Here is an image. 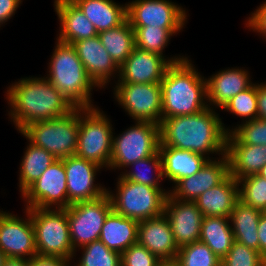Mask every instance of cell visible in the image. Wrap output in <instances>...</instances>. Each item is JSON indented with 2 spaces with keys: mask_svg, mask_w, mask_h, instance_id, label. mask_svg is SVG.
<instances>
[{
  "mask_svg": "<svg viewBox=\"0 0 266 266\" xmlns=\"http://www.w3.org/2000/svg\"><path fill=\"white\" fill-rule=\"evenodd\" d=\"M134 170L131 169V171L126 170V172H122V176L129 181L132 182H137L140 184L148 185L153 188H161L160 182L162 181L163 178V172H162V159L160 156L159 151L156 152L153 156L146 157L144 159H140L130 166L128 168H133ZM138 168H144V169H136ZM147 168V169H146ZM146 169V170H145ZM154 170L153 172L156 173L155 175H149L148 173L151 170ZM151 174V172H150Z\"/></svg>",
  "mask_w": 266,
  "mask_h": 266,
  "instance_id": "obj_32",
  "label": "cell"
},
{
  "mask_svg": "<svg viewBox=\"0 0 266 266\" xmlns=\"http://www.w3.org/2000/svg\"><path fill=\"white\" fill-rule=\"evenodd\" d=\"M218 115L213 108L207 107L197 114L162 119L159 146L189 150L205 157L210 153L222 157L230 129Z\"/></svg>",
  "mask_w": 266,
  "mask_h": 266,
  "instance_id": "obj_1",
  "label": "cell"
},
{
  "mask_svg": "<svg viewBox=\"0 0 266 266\" xmlns=\"http://www.w3.org/2000/svg\"><path fill=\"white\" fill-rule=\"evenodd\" d=\"M21 2L22 0H0V27L15 15Z\"/></svg>",
  "mask_w": 266,
  "mask_h": 266,
  "instance_id": "obj_43",
  "label": "cell"
},
{
  "mask_svg": "<svg viewBox=\"0 0 266 266\" xmlns=\"http://www.w3.org/2000/svg\"><path fill=\"white\" fill-rule=\"evenodd\" d=\"M63 163L67 181L68 207L78 202L94 200L107 192L105 187L94 184L97 171L102 169L96 163L76 155L64 158Z\"/></svg>",
  "mask_w": 266,
  "mask_h": 266,
  "instance_id": "obj_16",
  "label": "cell"
},
{
  "mask_svg": "<svg viewBox=\"0 0 266 266\" xmlns=\"http://www.w3.org/2000/svg\"><path fill=\"white\" fill-rule=\"evenodd\" d=\"M258 119H266V83L257 84Z\"/></svg>",
  "mask_w": 266,
  "mask_h": 266,
  "instance_id": "obj_44",
  "label": "cell"
},
{
  "mask_svg": "<svg viewBox=\"0 0 266 266\" xmlns=\"http://www.w3.org/2000/svg\"><path fill=\"white\" fill-rule=\"evenodd\" d=\"M260 177L266 179V164L261 168V170L258 172V174Z\"/></svg>",
  "mask_w": 266,
  "mask_h": 266,
  "instance_id": "obj_48",
  "label": "cell"
},
{
  "mask_svg": "<svg viewBox=\"0 0 266 266\" xmlns=\"http://www.w3.org/2000/svg\"><path fill=\"white\" fill-rule=\"evenodd\" d=\"M185 57L166 59L157 53L134 48L126 61L119 67L117 83H160L167 68Z\"/></svg>",
  "mask_w": 266,
  "mask_h": 266,
  "instance_id": "obj_15",
  "label": "cell"
},
{
  "mask_svg": "<svg viewBox=\"0 0 266 266\" xmlns=\"http://www.w3.org/2000/svg\"><path fill=\"white\" fill-rule=\"evenodd\" d=\"M6 258H7V256L0 249V266H4Z\"/></svg>",
  "mask_w": 266,
  "mask_h": 266,
  "instance_id": "obj_49",
  "label": "cell"
},
{
  "mask_svg": "<svg viewBox=\"0 0 266 266\" xmlns=\"http://www.w3.org/2000/svg\"><path fill=\"white\" fill-rule=\"evenodd\" d=\"M225 111L245 118L250 121L258 118L257 110V84L253 83L249 88L241 91L231 98L222 108Z\"/></svg>",
  "mask_w": 266,
  "mask_h": 266,
  "instance_id": "obj_37",
  "label": "cell"
},
{
  "mask_svg": "<svg viewBox=\"0 0 266 266\" xmlns=\"http://www.w3.org/2000/svg\"><path fill=\"white\" fill-rule=\"evenodd\" d=\"M221 266H266V259L259 251L234 241Z\"/></svg>",
  "mask_w": 266,
  "mask_h": 266,
  "instance_id": "obj_38",
  "label": "cell"
},
{
  "mask_svg": "<svg viewBox=\"0 0 266 266\" xmlns=\"http://www.w3.org/2000/svg\"><path fill=\"white\" fill-rule=\"evenodd\" d=\"M57 159L42 147L28 143L20 165L19 188L21 194Z\"/></svg>",
  "mask_w": 266,
  "mask_h": 266,
  "instance_id": "obj_31",
  "label": "cell"
},
{
  "mask_svg": "<svg viewBox=\"0 0 266 266\" xmlns=\"http://www.w3.org/2000/svg\"><path fill=\"white\" fill-rule=\"evenodd\" d=\"M98 33L121 25L127 19V5L112 0H72Z\"/></svg>",
  "mask_w": 266,
  "mask_h": 266,
  "instance_id": "obj_27",
  "label": "cell"
},
{
  "mask_svg": "<svg viewBox=\"0 0 266 266\" xmlns=\"http://www.w3.org/2000/svg\"><path fill=\"white\" fill-rule=\"evenodd\" d=\"M138 225L137 220L112 210L104 221L99 240L109 249L122 254L131 245L138 243Z\"/></svg>",
  "mask_w": 266,
  "mask_h": 266,
  "instance_id": "obj_26",
  "label": "cell"
},
{
  "mask_svg": "<svg viewBox=\"0 0 266 266\" xmlns=\"http://www.w3.org/2000/svg\"><path fill=\"white\" fill-rule=\"evenodd\" d=\"M229 175V163L226 155L209 160L196 174L179 180L169 194L180 201L195 202L210 188L220 184Z\"/></svg>",
  "mask_w": 266,
  "mask_h": 266,
  "instance_id": "obj_18",
  "label": "cell"
},
{
  "mask_svg": "<svg viewBox=\"0 0 266 266\" xmlns=\"http://www.w3.org/2000/svg\"><path fill=\"white\" fill-rule=\"evenodd\" d=\"M72 45L84 65L85 71L98 88H104L110 82L111 77H115L114 74L118 73L117 76H119V67L101 44L98 35L76 41Z\"/></svg>",
  "mask_w": 266,
  "mask_h": 266,
  "instance_id": "obj_19",
  "label": "cell"
},
{
  "mask_svg": "<svg viewBox=\"0 0 266 266\" xmlns=\"http://www.w3.org/2000/svg\"><path fill=\"white\" fill-rule=\"evenodd\" d=\"M247 70L232 68L221 70L206 79L208 107L222 108L231 98L249 88L253 82Z\"/></svg>",
  "mask_w": 266,
  "mask_h": 266,
  "instance_id": "obj_22",
  "label": "cell"
},
{
  "mask_svg": "<svg viewBox=\"0 0 266 266\" xmlns=\"http://www.w3.org/2000/svg\"><path fill=\"white\" fill-rule=\"evenodd\" d=\"M54 8L60 22L57 40L73 44L98 35L95 26L72 0H55Z\"/></svg>",
  "mask_w": 266,
  "mask_h": 266,
  "instance_id": "obj_23",
  "label": "cell"
},
{
  "mask_svg": "<svg viewBox=\"0 0 266 266\" xmlns=\"http://www.w3.org/2000/svg\"><path fill=\"white\" fill-rule=\"evenodd\" d=\"M4 266H29V259L7 257Z\"/></svg>",
  "mask_w": 266,
  "mask_h": 266,
  "instance_id": "obj_46",
  "label": "cell"
},
{
  "mask_svg": "<svg viewBox=\"0 0 266 266\" xmlns=\"http://www.w3.org/2000/svg\"><path fill=\"white\" fill-rule=\"evenodd\" d=\"M161 260L139 243L121 254V266H158Z\"/></svg>",
  "mask_w": 266,
  "mask_h": 266,
  "instance_id": "obj_40",
  "label": "cell"
},
{
  "mask_svg": "<svg viewBox=\"0 0 266 266\" xmlns=\"http://www.w3.org/2000/svg\"><path fill=\"white\" fill-rule=\"evenodd\" d=\"M229 221L223 216H206L201 225L199 241L205 243L220 260L228 254L235 241Z\"/></svg>",
  "mask_w": 266,
  "mask_h": 266,
  "instance_id": "obj_29",
  "label": "cell"
},
{
  "mask_svg": "<svg viewBox=\"0 0 266 266\" xmlns=\"http://www.w3.org/2000/svg\"><path fill=\"white\" fill-rule=\"evenodd\" d=\"M68 259L58 256L35 255L29 259V266H70Z\"/></svg>",
  "mask_w": 266,
  "mask_h": 266,
  "instance_id": "obj_42",
  "label": "cell"
},
{
  "mask_svg": "<svg viewBox=\"0 0 266 266\" xmlns=\"http://www.w3.org/2000/svg\"><path fill=\"white\" fill-rule=\"evenodd\" d=\"M79 130V108L69 114L45 121L33 122L19 133L33 145L51 153L56 159L76 154Z\"/></svg>",
  "mask_w": 266,
  "mask_h": 266,
  "instance_id": "obj_6",
  "label": "cell"
},
{
  "mask_svg": "<svg viewBox=\"0 0 266 266\" xmlns=\"http://www.w3.org/2000/svg\"><path fill=\"white\" fill-rule=\"evenodd\" d=\"M138 243L161 261L175 260L179 251L165 214L139 221Z\"/></svg>",
  "mask_w": 266,
  "mask_h": 266,
  "instance_id": "obj_20",
  "label": "cell"
},
{
  "mask_svg": "<svg viewBox=\"0 0 266 266\" xmlns=\"http://www.w3.org/2000/svg\"><path fill=\"white\" fill-rule=\"evenodd\" d=\"M259 253L266 259V214L262 212L258 224Z\"/></svg>",
  "mask_w": 266,
  "mask_h": 266,
  "instance_id": "obj_45",
  "label": "cell"
},
{
  "mask_svg": "<svg viewBox=\"0 0 266 266\" xmlns=\"http://www.w3.org/2000/svg\"><path fill=\"white\" fill-rule=\"evenodd\" d=\"M175 260L180 266H221V260L201 241L179 248Z\"/></svg>",
  "mask_w": 266,
  "mask_h": 266,
  "instance_id": "obj_33",
  "label": "cell"
},
{
  "mask_svg": "<svg viewBox=\"0 0 266 266\" xmlns=\"http://www.w3.org/2000/svg\"><path fill=\"white\" fill-rule=\"evenodd\" d=\"M129 129L113 136L111 160L108 169L128 168L134 162L153 156L159 151L160 127L146 121H135Z\"/></svg>",
  "mask_w": 266,
  "mask_h": 266,
  "instance_id": "obj_9",
  "label": "cell"
},
{
  "mask_svg": "<svg viewBox=\"0 0 266 266\" xmlns=\"http://www.w3.org/2000/svg\"><path fill=\"white\" fill-rule=\"evenodd\" d=\"M110 120L100 109L79 108V130L76 156L100 167L109 168L113 130Z\"/></svg>",
  "mask_w": 266,
  "mask_h": 266,
  "instance_id": "obj_8",
  "label": "cell"
},
{
  "mask_svg": "<svg viewBox=\"0 0 266 266\" xmlns=\"http://www.w3.org/2000/svg\"><path fill=\"white\" fill-rule=\"evenodd\" d=\"M238 200V182L228 175L220 184L202 193L195 203L204 217L223 216L229 218Z\"/></svg>",
  "mask_w": 266,
  "mask_h": 266,
  "instance_id": "obj_24",
  "label": "cell"
},
{
  "mask_svg": "<svg viewBox=\"0 0 266 266\" xmlns=\"http://www.w3.org/2000/svg\"><path fill=\"white\" fill-rule=\"evenodd\" d=\"M185 57L171 64L160 82L162 119L193 115L208 107L206 78Z\"/></svg>",
  "mask_w": 266,
  "mask_h": 266,
  "instance_id": "obj_3",
  "label": "cell"
},
{
  "mask_svg": "<svg viewBox=\"0 0 266 266\" xmlns=\"http://www.w3.org/2000/svg\"><path fill=\"white\" fill-rule=\"evenodd\" d=\"M126 5L131 27H161L175 35L186 23V10L169 0H133Z\"/></svg>",
  "mask_w": 266,
  "mask_h": 266,
  "instance_id": "obj_12",
  "label": "cell"
},
{
  "mask_svg": "<svg viewBox=\"0 0 266 266\" xmlns=\"http://www.w3.org/2000/svg\"><path fill=\"white\" fill-rule=\"evenodd\" d=\"M21 195L27 203L25 208H53L54 206L55 209L68 208L63 159H57L52 163Z\"/></svg>",
  "mask_w": 266,
  "mask_h": 266,
  "instance_id": "obj_13",
  "label": "cell"
},
{
  "mask_svg": "<svg viewBox=\"0 0 266 266\" xmlns=\"http://www.w3.org/2000/svg\"><path fill=\"white\" fill-rule=\"evenodd\" d=\"M261 210L238 200L230 214L234 240L259 251L258 224Z\"/></svg>",
  "mask_w": 266,
  "mask_h": 266,
  "instance_id": "obj_28",
  "label": "cell"
},
{
  "mask_svg": "<svg viewBox=\"0 0 266 266\" xmlns=\"http://www.w3.org/2000/svg\"><path fill=\"white\" fill-rule=\"evenodd\" d=\"M225 155L229 163V175L239 180L257 175L266 164V145L242 144L229 132Z\"/></svg>",
  "mask_w": 266,
  "mask_h": 266,
  "instance_id": "obj_21",
  "label": "cell"
},
{
  "mask_svg": "<svg viewBox=\"0 0 266 266\" xmlns=\"http://www.w3.org/2000/svg\"><path fill=\"white\" fill-rule=\"evenodd\" d=\"M101 44L120 67L135 48V32L128 19L121 25L98 33Z\"/></svg>",
  "mask_w": 266,
  "mask_h": 266,
  "instance_id": "obj_30",
  "label": "cell"
},
{
  "mask_svg": "<svg viewBox=\"0 0 266 266\" xmlns=\"http://www.w3.org/2000/svg\"><path fill=\"white\" fill-rule=\"evenodd\" d=\"M46 77L75 108L95 107L91 90L98 87L85 71L72 44L57 40Z\"/></svg>",
  "mask_w": 266,
  "mask_h": 266,
  "instance_id": "obj_4",
  "label": "cell"
},
{
  "mask_svg": "<svg viewBox=\"0 0 266 266\" xmlns=\"http://www.w3.org/2000/svg\"><path fill=\"white\" fill-rule=\"evenodd\" d=\"M112 210L124 217L142 221L164 214L169 191L118 177L116 193L107 189Z\"/></svg>",
  "mask_w": 266,
  "mask_h": 266,
  "instance_id": "obj_5",
  "label": "cell"
},
{
  "mask_svg": "<svg viewBox=\"0 0 266 266\" xmlns=\"http://www.w3.org/2000/svg\"><path fill=\"white\" fill-rule=\"evenodd\" d=\"M164 214L178 248L199 241L204 215L195 202L180 201L168 194Z\"/></svg>",
  "mask_w": 266,
  "mask_h": 266,
  "instance_id": "obj_17",
  "label": "cell"
},
{
  "mask_svg": "<svg viewBox=\"0 0 266 266\" xmlns=\"http://www.w3.org/2000/svg\"><path fill=\"white\" fill-rule=\"evenodd\" d=\"M114 96L119 105L135 121L160 124L162 121V93L160 83H116Z\"/></svg>",
  "mask_w": 266,
  "mask_h": 266,
  "instance_id": "obj_11",
  "label": "cell"
},
{
  "mask_svg": "<svg viewBox=\"0 0 266 266\" xmlns=\"http://www.w3.org/2000/svg\"><path fill=\"white\" fill-rule=\"evenodd\" d=\"M78 249L83 250V256L76 266H121V254L109 249L100 240Z\"/></svg>",
  "mask_w": 266,
  "mask_h": 266,
  "instance_id": "obj_34",
  "label": "cell"
},
{
  "mask_svg": "<svg viewBox=\"0 0 266 266\" xmlns=\"http://www.w3.org/2000/svg\"><path fill=\"white\" fill-rule=\"evenodd\" d=\"M6 94L9 117L19 132L33 122L57 119L75 109L46 77L22 78Z\"/></svg>",
  "mask_w": 266,
  "mask_h": 266,
  "instance_id": "obj_2",
  "label": "cell"
},
{
  "mask_svg": "<svg viewBox=\"0 0 266 266\" xmlns=\"http://www.w3.org/2000/svg\"><path fill=\"white\" fill-rule=\"evenodd\" d=\"M248 17L246 26L253 31H257L266 38V2L261 4L252 14Z\"/></svg>",
  "mask_w": 266,
  "mask_h": 266,
  "instance_id": "obj_41",
  "label": "cell"
},
{
  "mask_svg": "<svg viewBox=\"0 0 266 266\" xmlns=\"http://www.w3.org/2000/svg\"><path fill=\"white\" fill-rule=\"evenodd\" d=\"M163 178L176 184L179 180L200 171L211 158L168 146H159Z\"/></svg>",
  "mask_w": 266,
  "mask_h": 266,
  "instance_id": "obj_25",
  "label": "cell"
},
{
  "mask_svg": "<svg viewBox=\"0 0 266 266\" xmlns=\"http://www.w3.org/2000/svg\"><path fill=\"white\" fill-rule=\"evenodd\" d=\"M35 232L37 255L58 256L72 260L75 256L68 225L67 209L27 208Z\"/></svg>",
  "mask_w": 266,
  "mask_h": 266,
  "instance_id": "obj_7",
  "label": "cell"
},
{
  "mask_svg": "<svg viewBox=\"0 0 266 266\" xmlns=\"http://www.w3.org/2000/svg\"><path fill=\"white\" fill-rule=\"evenodd\" d=\"M230 133L242 144L246 145H266V119H253L246 121Z\"/></svg>",
  "mask_w": 266,
  "mask_h": 266,
  "instance_id": "obj_39",
  "label": "cell"
},
{
  "mask_svg": "<svg viewBox=\"0 0 266 266\" xmlns=\"http://www.w3.org/2000/svg\"><path fill=\"white\" fill-rule=\"evenodd\" d=\"M237 182L239 200L263 212L266 209V179L259 175H251Z\"/></svg>",
  "mask_w": 266,
  "mask_h": 266,
  "instance_id": "obj_36",
  "label": "cell"
},
{
  "mask_svg": "<svg viewBox=\"0 0 266 266\" xmlns=\"http://www.w3.org/2000/svg\"><path fill=\"white\" fill-rule=\"evenodd\" d=\"M158 266H180L176 260H163Z\"/></svg>",
  "mask_w": 266,
  "mask_h": 266,
  "instance_id": "obj_47",
  "label": "cell"
},
{
  "mask_svg": "<svg viewBox=\"0 0 266 266\" xmlns=\"http://www.w3.org/2000/svg\"><path fill=\"white\" fill-rule=\"evenodd\" d=\"M135 32V47L163 56V50L173 36L166 28L132 27Z\"/></svg>",
  "mask_w": 266,
  "mask_h": 266,
  "instance_id": "obj_35",
  "label": "cell"
},
{
  "mask_svg": "<svg viewBox=\"0 0 266 266\" xmlns=\"http://www.w3.org/2000/svg\"><path fill=\"white\" fill-rule=\"evenodd\" d=\"M66 209L71 243L76 255L77 247L99 240L104 221L112 211V203L106 192L99 198L78 202Z\"/></svg>",
  "mask_w": 266,
  "mask_h": 266,
  "instance_id": "obj_10",
  "label": "cell"
},
{
  "mask_svg": "<svg viewBox=\"0 0 266 266\" xmlns=\"http://www.w3.org/2000/svg\"><path fill=\"white\" fill-rule=\"evenodd\" d=\"M25 209V220L0 210V249L7 257L31 259L37 255L32 219Z\"/></svg>",
  "mask_w": 266,
  "mask_h": 266,
  "instance_id": "obj_14",
  "label": "cell"
}]
</instances>
